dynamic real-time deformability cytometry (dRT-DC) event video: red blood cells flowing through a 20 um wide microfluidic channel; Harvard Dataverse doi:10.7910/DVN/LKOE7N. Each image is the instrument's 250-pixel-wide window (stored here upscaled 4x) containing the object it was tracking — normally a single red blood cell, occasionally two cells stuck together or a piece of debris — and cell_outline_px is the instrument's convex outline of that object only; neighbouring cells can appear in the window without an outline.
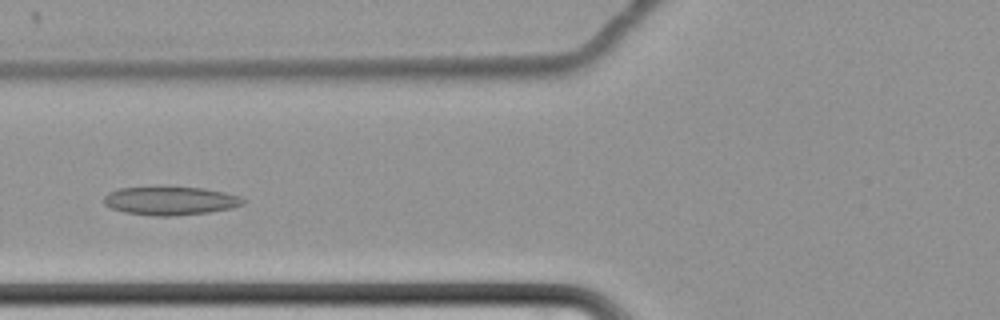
{"species": "common noctule bat (a hibernating species)", "species_latin": "Nyctalus noctula", "temperature_condition": "cold", "stored_images_in_passage": 55, "camera_frame_rate_fps": 3000, "um_per_image_px": 0.085, "animal": {"sex": "female", "body_mass_g": 22.7, "forearm_length_mm": 54.2}, "frame": {"image": 1, "passage_image": 19, "time_ms": 6.0, "image_size_px": [1000, 320], "cell_outline_px": [[248, 200], [244, 204], [232, 208], [208, 212], [172, 216], [156, 216], [124, 212], [112, 208], [104, 204], [104, 196], [108, 192], [120, 188], [164, 184], [204, 188], [224, 192], [240, 196]], "centroid_in_image_um": [14.48, 17.02], "position_along_channel_um": 111.3, "area_um2": 24.04}}
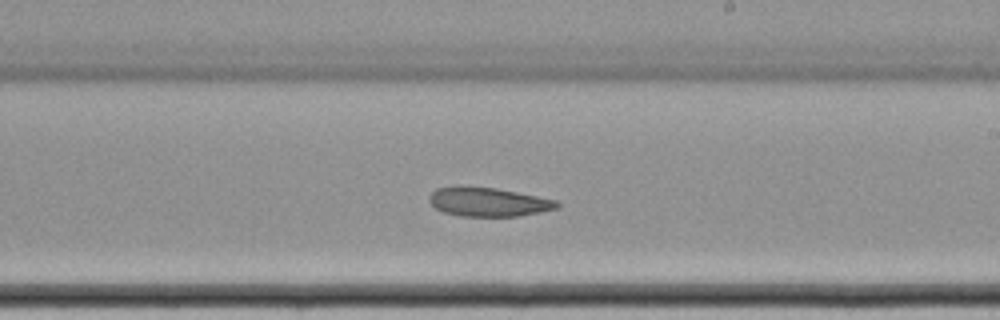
{"frame": {"image": 2, "passage_image": 31, "time_ms": 10.0, "image_size_px": [1000, 320], "cell_outline_px": [[560, 208], [540, 212], [516, 216], [460, 216], [444, 212], [436, 208], [428, 200], [428, 196], [436, 188], [460, 184], [496, 188], [560, 200]], "centroid_in_image_um": [41.51, 17.14], "position_along_channel_um": 247.5, "area_um2": 22.08}}
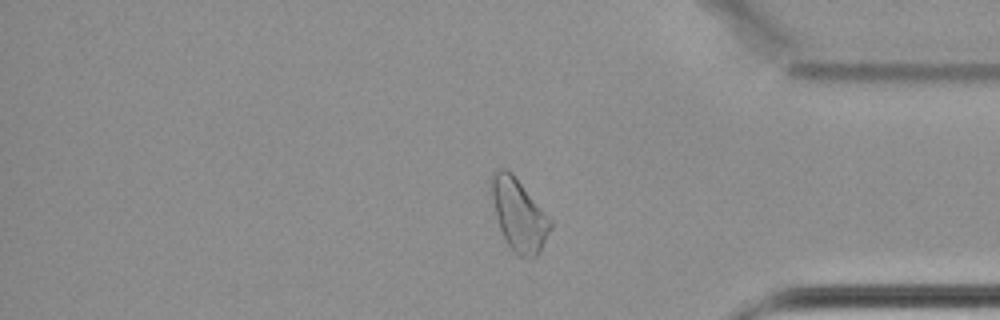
{"frame": {"image": 3, "passage_image": 45, "time_ms": 14.667, "image_size_px": [1000, 320], "cell_outline_px": [[552, 228], [540, 252], [536, 256], [516, 256], [512, 252], [500, 228], [496, 216], [492, 196], [492, 172], [500, 168], [508, 168], [512, 172], [552, 220]], "centroid_in_image_um": [44.13, 18.26], "position_along_channel_um": 391.1, "area_um2": 24.57}}